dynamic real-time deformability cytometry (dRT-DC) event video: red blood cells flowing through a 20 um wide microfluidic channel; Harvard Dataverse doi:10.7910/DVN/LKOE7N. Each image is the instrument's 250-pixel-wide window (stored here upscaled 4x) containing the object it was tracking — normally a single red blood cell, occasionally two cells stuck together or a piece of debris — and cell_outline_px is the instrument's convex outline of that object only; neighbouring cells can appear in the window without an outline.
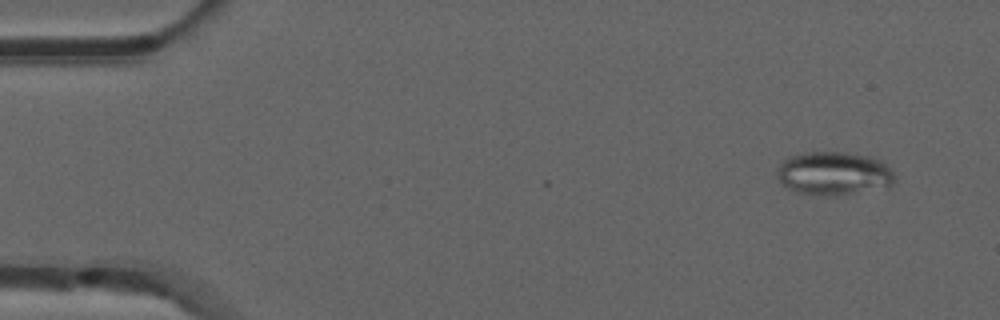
{"species": "common noctule bat (a hibernating species)", "species_latin": "Nyctalus noctula", "temperature_condition": "room temperature", "stored_images_in_passage": 3, "camera_frame_rate_fps": 3000, "um_per_image_px": 0.085, "animal": {"sex": "male", "forearm_length_mm": 52.5}, "frame": {"image": 1, "passage_image": 1, "time_ms": 0.0, "image_size_px": [1000, 320], "cell_outline_px": [[896, 180], [888, 188], [836, 196], [820, 196], [796, 192], [788, 188], [780, 180], [776, 172], [776, 168], [788, 156], [804, 152], [848, 152], [872, 156], [880, 160], [896, 176]], "centroid_in_image_um": [70.89, 14.75], "position_along_channel_um": 14.1, "area_um2": 30.35}}